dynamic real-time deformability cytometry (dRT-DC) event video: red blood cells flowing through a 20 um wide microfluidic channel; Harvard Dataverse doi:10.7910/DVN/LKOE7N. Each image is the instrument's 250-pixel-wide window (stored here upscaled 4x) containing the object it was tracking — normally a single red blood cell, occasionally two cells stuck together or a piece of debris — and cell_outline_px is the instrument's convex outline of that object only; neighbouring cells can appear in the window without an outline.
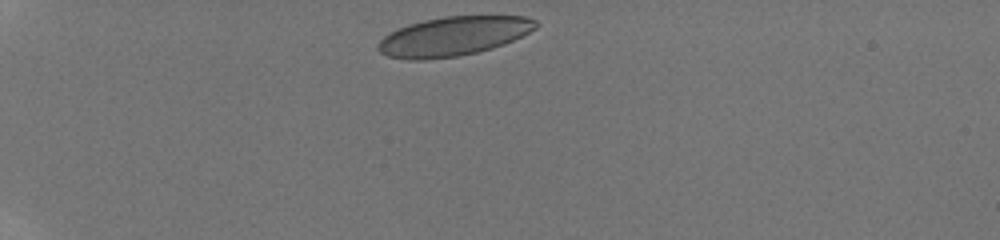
{"species": "human", "species_latin": "Homo sapiens", "temperature_condition": "room temperature", "stored_images_in_passage": 23, "camera_frame_rate_fps": 3000, "um_per_image_px": 0.085, "donor": {"sex": "male"}, "frame": {"image": 1, "passage_image": 1, "time_ms": 0.0, "image_size_px": [1000, 240], "cell_outline_px": [[540, 24], [536, 28], [504, 44], [492, 48], [476, 52], [456, 56], [424, 60], [408, 60], [388, 56], [380, 52], [376, 48], [376, 44], [384, 36], [408, 24], [424, 20], [444, 16], [528, 16], [536, 20]], "centroid_in_image_um": [38.53, 3.08], "position_along_channel_um": 46.5, "area_um2": 35.89}}
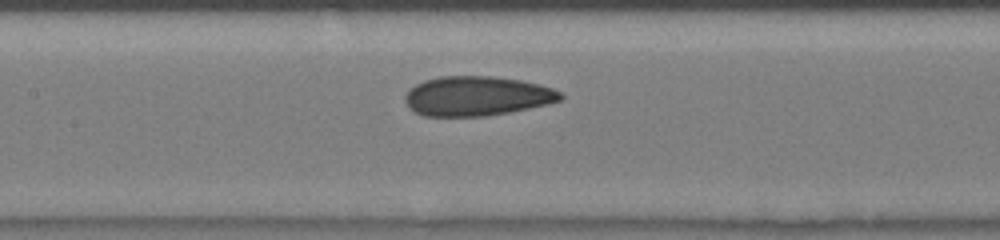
{"frame": {"image": 2, "passage_image": 9, "time_ms": 4.333, "image_size_px": [1000, 240], "cell_outline_px": [[564, 96], [560, 100], [548, 104], [508, 112], [484, 116], [424, 116], [408, 108], [404, 100], [404, 96], [408, 88], [424, 80], [440, 76], [492, 76], [520, 80], [540, 84], [552, 88], [560, 92]], "centroid_in_image_um": [40.49, 8.16], "position_along_channel_um": 166.9, "area_um2": 35.95}}
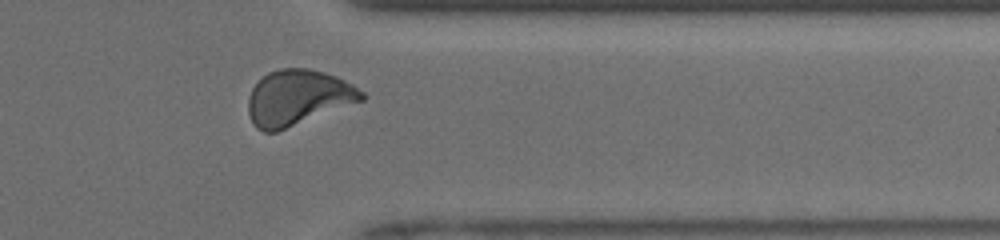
{"frame": {"image": 3, "passage_image": 23, "time_ms": 9.667, "image_size_px": [1000, 240], "cell_outline_px": [[364, 100], [276, 132], [264, 132], [256, 128], [252, 124], [248, 112], [248, 96], [252, 88], [268, 72], [280, 68], [308, 68], [324, 72], [336, 76], [352, 84], [364, 92]], "centroid_in_image_um": [25.31, 8.3], "position_along_channel_um": 386.1, "area_um2": 36.65}, "authors_computed_cell_mechanics": {"area_um2": 35.8938, "velocity_mm_per_s": 4.1286, "shape_relaxation_time_tau1_ms": 5.518, "shape_relaxation_time_tau2_ms": 0.8824, "deformation_change_tau1": 0.1464, "deformation_change_tau2": 0.0475}}